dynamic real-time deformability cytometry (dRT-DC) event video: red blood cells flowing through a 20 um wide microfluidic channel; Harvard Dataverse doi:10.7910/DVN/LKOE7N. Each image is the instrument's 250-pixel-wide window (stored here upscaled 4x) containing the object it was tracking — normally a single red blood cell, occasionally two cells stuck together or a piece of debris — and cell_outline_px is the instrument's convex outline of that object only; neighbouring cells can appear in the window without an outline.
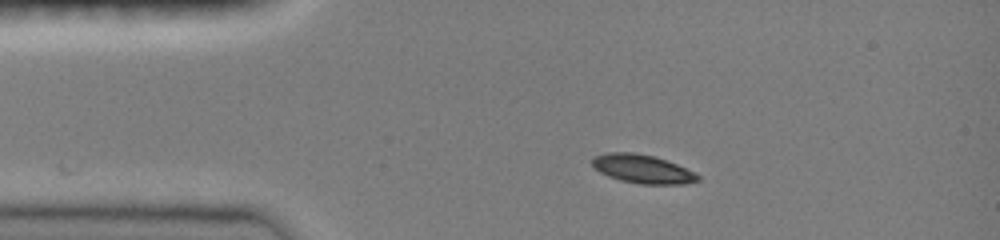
{"species": "common noctule bat (a hibernating species)", "species_latin": "Nyctalus noctula", "temperature_condition": "room temperature", "stored_images_in_passage": 21, "camera_frame_rate_fps": 3000, "um_per_image_px": 0.085, "animal": {"sex": "female", "body_mass_g": 19.0, "forearm_length_mm": 51.5}, "frame": {"image": 1, "passage_image": 1, "time_ms": 0.0, "image_size_px": [1000, 240], "cell_outline_px": [[700, 180], [684, 184], [640, 184], [620, 180], [608, 176], [600, 172], [592, 164], [592, 160], [596, 156], [608, 152], [632, 152], [656, 156], [696, 172], [700, 176]], "centroid_in_image_um": [54.65, 14.36], "position_along_channel_um": 30.3, "area_um2": 17.63}}
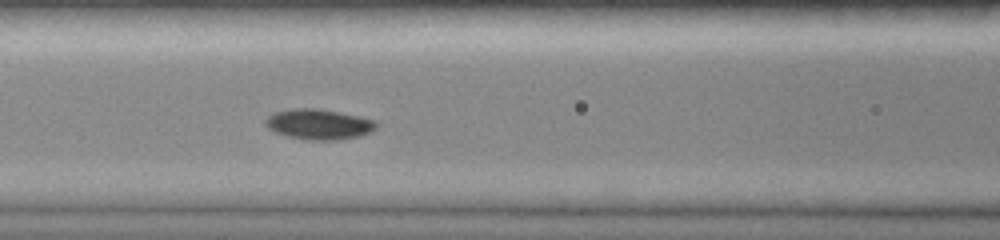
{"frame": {"image": 2, "passage_image": 12, "time_ms": 3.667, "image_size_px": [1000, 240], "cell_outline_px": [[376, 128], [372, 132], [360, 136], [340, 140], [308, 140], [288, 136], [276, 132], [268, 128], [264, 124], [264, 120], [268, 116], [276, 112], [292, 108], [316, 108], [360, 116], [376, 120]], "centroid_in_image_um": [27.12, 10.56], "position_along_channel_um": 139.5, "area_um2": 19.71}}
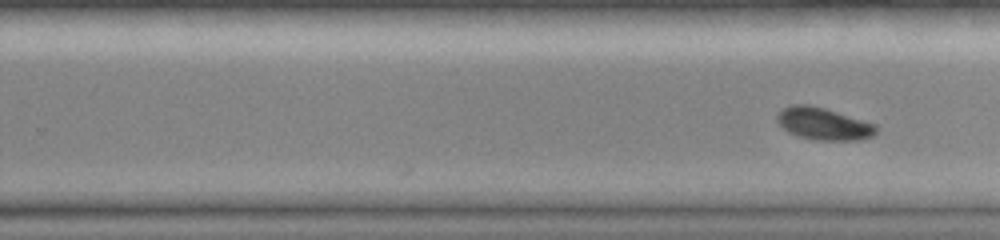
{"frame": {"image": 3, "passage_image": 21, "time_ms": 6.667, "image_size_px": [1000, 240], "cell_outline_px": [[876, 132], [872, 136], [860, 140], [816, 140], [800, 136], [788, 132], [776, 120], [776, 116], [784, 108], [792, 104], [808, 104], [824, 108], [876, 124]], "centroid_in_image_um": [70.0, 10.52], "position_along_channel_um": 259.8, "area_um2": 18.38}}